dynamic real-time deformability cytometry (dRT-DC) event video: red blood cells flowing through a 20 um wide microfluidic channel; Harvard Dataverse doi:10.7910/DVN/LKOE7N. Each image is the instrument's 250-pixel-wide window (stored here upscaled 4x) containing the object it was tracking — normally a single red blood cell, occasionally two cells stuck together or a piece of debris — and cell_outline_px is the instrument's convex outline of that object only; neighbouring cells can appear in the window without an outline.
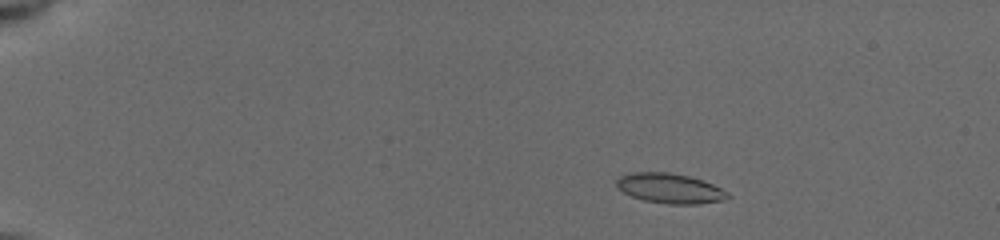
{"species": "common noctule bat (a hibernating species)", "species_latin": "Nyctalus noctula", "temperature_condition": "cold", "stored_images_in_passage": 44, "camera_frame_rate_fps": 3000, "um_per_image_px": 0.085, "animal": {"sex": "female", "body_mass_g": 19.5, "forearm_length_mm": 54.1}, "frame": {"image": 1, "passage_image": 6, "time_ms": 2.0, "image_size_px": [1000, 240], "cell_outline_px": [[732, 196], [724, 200], [700, 204], [668, 204], [644, 200], [632, 196], [616, 188], [616, 180], [620, 176], [628, 172], [668, 172], [688, 176], [704, 180], [728, 192]], "centroid_in_image_um": [56.94, 16.01], "position_along_channel_um": 28.1, "area_um2": 19.54}}
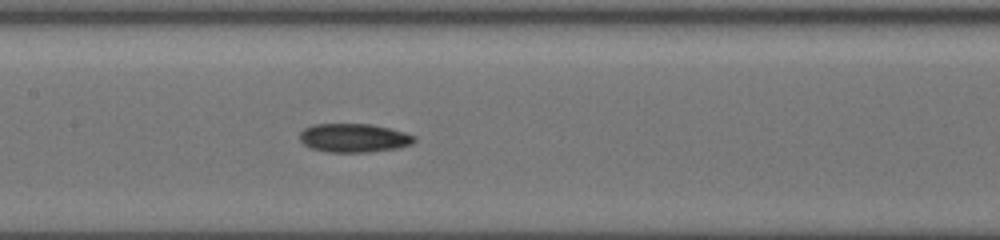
{"frame": {"image": 2, "passage_image": 22, "time_ms": 8.333, "image_size_px": [1000, 240], "cell_outline_px": [[416, 140], [412, 144], [396, 148], [368, 152], [328, 152], [312, 148], [304, 144], [300, 140], [300, 132], [304, 128], [312, 124], [372, 124], [404, 132], [416, 136]], "centroid_in_image_um": [30.08, 11.72], "position_along_channel_um": 177.3, "area_um2": 19.13}}
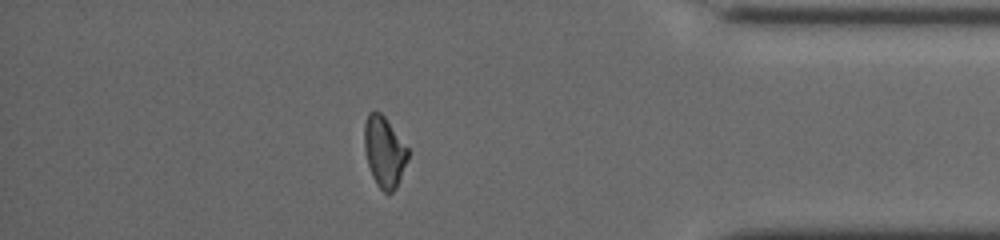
{"frame": {"image": 3, "passage_image": 39, "time_ms": 14.667, "image_size_px": [1000, 240], "cell_outline_px": [[408, 160], [396, 188], [388, 196], [376, 184], [372, 176], [368, 164], [364, 148], [364, 124], [368, 112], [380, 112], [384, 116], [408, 148]], "centroid_in_image_um": [32.66, 12.92], "position_along_channel_um": 402.5, "area_um2": 17.98}, "authors_computed_cell_mechanics": {"area_um2": 19.1029, "velocity_mm_per_s": 3.9411, "shape_relaxation_time_tau1_ms": 5.7285, "shape_relaxation_time_tau2_ms": 10.1084, "deformation_change_tau1": 0.1495, "deformation_change_tau2": 0.1858}}